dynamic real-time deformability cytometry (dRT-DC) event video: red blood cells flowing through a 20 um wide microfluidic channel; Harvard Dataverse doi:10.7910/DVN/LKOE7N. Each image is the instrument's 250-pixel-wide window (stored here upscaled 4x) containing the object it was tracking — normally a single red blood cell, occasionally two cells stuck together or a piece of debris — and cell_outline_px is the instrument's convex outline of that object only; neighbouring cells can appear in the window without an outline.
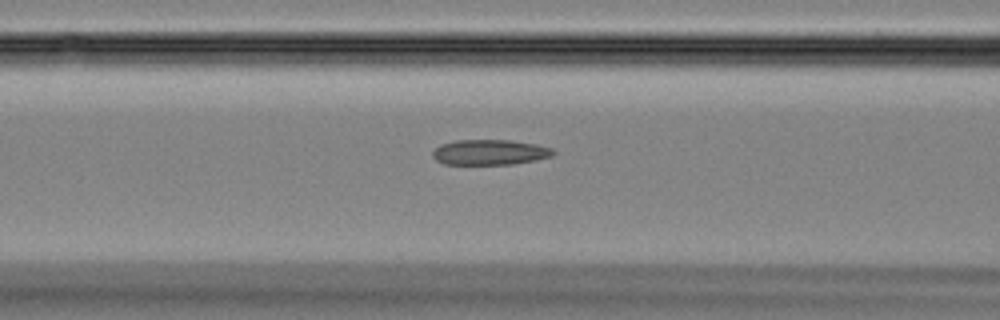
{"species": "Egyptian fruit bat (a non-hibernating species)", "species_latin": "Rousettus aegyptiacus", "temperature_condition": "room temperature", "stored_images_in_passage": 45, "camera_frame_rate_fps": 3000, "um_per_image_px": 0.085, "animal": {"sex": "female"}, "frame": {"image": 1, "passage_image": 17, "time_ms": 5.333, "image_size_px": [1000, 320], "cell_outline_px": [[556, 152], [552, 156], [536, 160], [512, 164], [444, 164], [436, 160], [432, 156], [432, 152], [440, 144], [456, 140], [508, 140], [536, 144], [552, 148]], "centroid_in_image_um": [41.63, 12.94], "position_along_channel_um": 125.0, "area_um2": 17.8}}
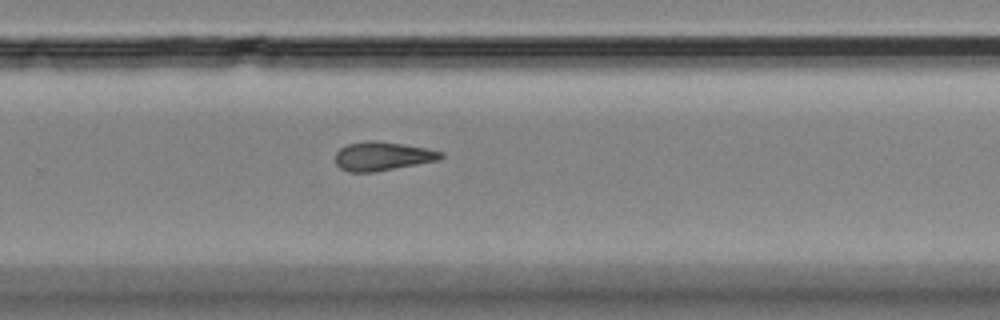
{"frame": {"image": 2, "passage_image": 29, "time_ms": 9.333, "image_size_px": [1000, 320], "cell_outline_px": [[444, 156], [440, 160], [372, 172], [348, 172], [340, 168], [336, 164], [336, 152], [340, 148], [348, 144], [364, 140], [376, 140], [404, 144], [428, 148], [444, 152]], "centroid_in_image_um": [32.52, 13.26], "position_along_channel_um": 297.3, "area_um2": 17.86}}
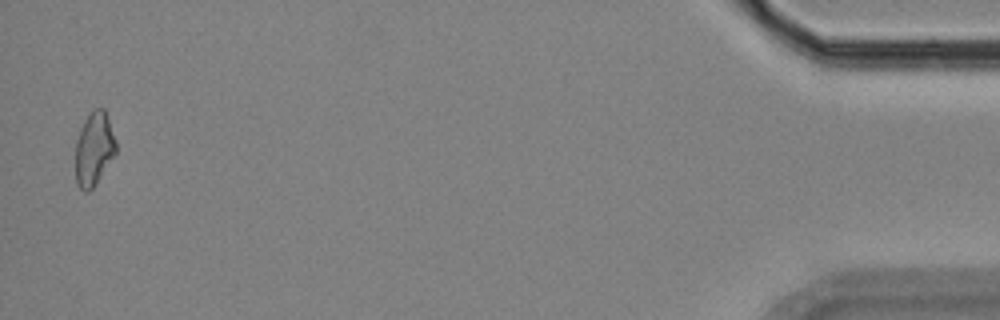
{"frame": {"image": 3, "passage_image": 44, "time_ms": 14.333, "image_size_px": [1000, 320], "cell_outline_px": [[116, 152], [96, 184], [88, 192], [84, 192], [76, 184], [76, 140], [80, 128], [84, 120], [96, 108], [104, 108], [116, 140]], "centroid_in_image_um": [7.98, 12.67], "position_along_channel_um": 427.2, "area_um2": 17.22}}